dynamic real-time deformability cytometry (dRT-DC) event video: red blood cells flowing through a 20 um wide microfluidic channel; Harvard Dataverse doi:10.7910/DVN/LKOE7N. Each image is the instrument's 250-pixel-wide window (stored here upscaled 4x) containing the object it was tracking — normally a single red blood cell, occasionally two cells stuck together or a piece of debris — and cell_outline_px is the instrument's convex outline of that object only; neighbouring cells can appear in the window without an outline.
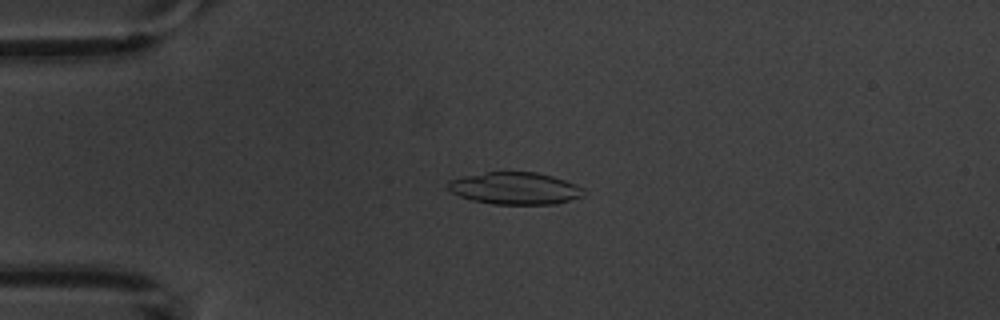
{"species": "common noctule bat (a hibernating species)", "species_latin": "Nyctalus noctula", "temperature_condition": "warm", "stored_images_in_passage": 6, "camera_frame_rate_fps": 3000, "um_per_image_px": 0.085, "animal": {"sex": "male", "body_mass_g": 20.1, "forearm_length_mm": 53.5}, "frame": {"image": 1, "passage_image": 4, "time_ms": 3.333, "image_size_px": [1000, 320], "cell_outline_px": [[588, 192], [584, 196], [556, 204], [492, 204], [472, 200], [460, 196], [452, 192], [448, 188], [448, 180], [464, 176], [488, 172], [536, 172], [552, 176], [576, 184], [584, 188]], "centroid_in_image_um": [43.82, 16.01], "position_along_channel_um": 41.2, "area_um2": 25.49}}